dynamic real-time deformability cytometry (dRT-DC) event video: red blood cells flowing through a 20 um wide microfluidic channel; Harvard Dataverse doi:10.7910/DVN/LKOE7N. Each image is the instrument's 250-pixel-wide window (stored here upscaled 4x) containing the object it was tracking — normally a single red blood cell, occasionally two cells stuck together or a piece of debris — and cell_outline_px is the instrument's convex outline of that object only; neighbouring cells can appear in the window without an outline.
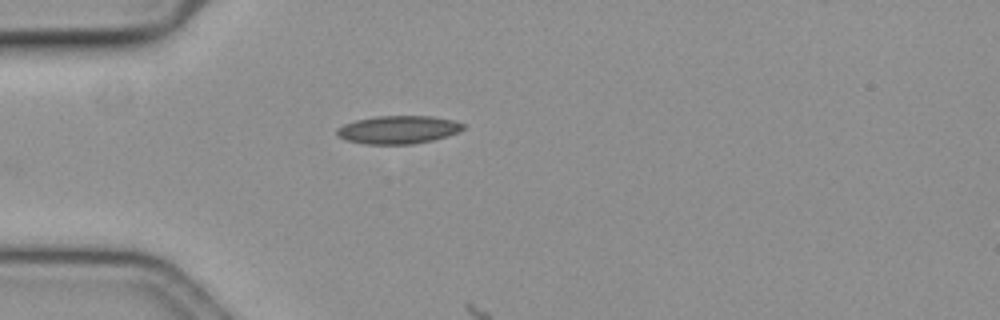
{"species": "common noctule bat (a hibernating species)", "species_latin": "Nyctalus noctula", "temperature_condition": "cold", "stored_images_in_passage": 2, "camera_frame_rate_fps": 3000, "um_per_image_px": 0.085, "animal": {"sex": "female", "body_mass_g": 19.3, "forearm_length_mm": 54.1}, "frame": {"image": 1, "passage_image": 1, "time_ms": 0.0, "image_size_px": [1000, 320], "cell_outline_px": [[464, 128], [460, 132], [448, 136], [432, 140], [412, 144], [364, 144], [344, 140], [336, 132], [336, 128], [344, 124], [356, 120], [376, 116], [432, 116], [452, 120], [464, 124]], "centroid_in_image_um": [33.85, 11.02], "position_along_channel_um": 51.2, "area_um2": 20.69}}